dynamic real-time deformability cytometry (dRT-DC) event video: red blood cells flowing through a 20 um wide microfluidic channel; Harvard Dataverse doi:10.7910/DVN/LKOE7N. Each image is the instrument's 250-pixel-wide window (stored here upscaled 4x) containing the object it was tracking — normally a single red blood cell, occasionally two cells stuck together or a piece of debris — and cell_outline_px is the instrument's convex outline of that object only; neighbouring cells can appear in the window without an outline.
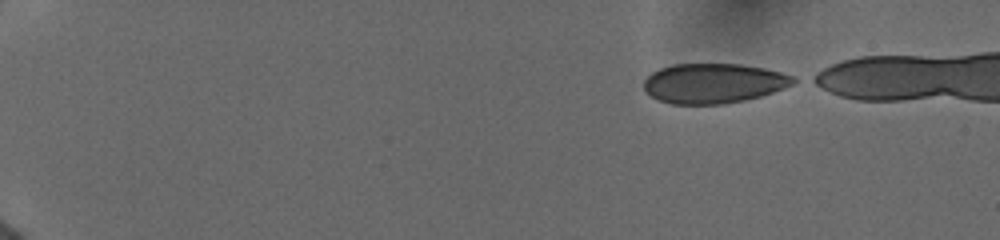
{"species": "human", "species_latin": "Homo sapiens", "temperature_condition": "cold", "stored_images_in_passage": 48, "camera_frame_rate_fps": 3000, "um_per_image_px": 0.085, "donor": {"sex": "female"}, "frame": {"image": 1, "passage_image": 1, "time_ms": 0.0, "image_size_px": [1000, 240], "cell_outline_px": [[800, 80], [784, 88], [760, 96], [744, 100], [720, 104], [672, 104], [660, 100], [644, 92], [644, 80], [652, 72], [660, 68], [672, 64], [740, 64], [764, 68], [796, 76]], "centroid_in_image_um": [60.66, 7.07], "position_along_channel_um": 24.3, "area_um2": 34.74}}
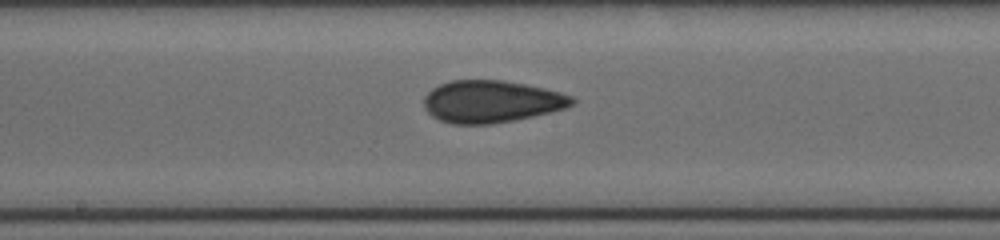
{"frame": {"image": 2, "passage_image": 30, "time_ms": 8.0, "image_size_px": [1000, 240], "cell_outline_px": [[576, 100], [572, 104], [564, 108], [532, 116], [492, 124], [452, 124], [440, 120], [432, 116], [424, 108], [424, 96], [432, 88], [440, 84], [452, 80], [504, 80], [544, 88], [560, 92], [572, 96]], "centroid_in_image_um": [41.73, 8.62], "position_along_channel_um": 206.5, "area_um2": 36.24}}
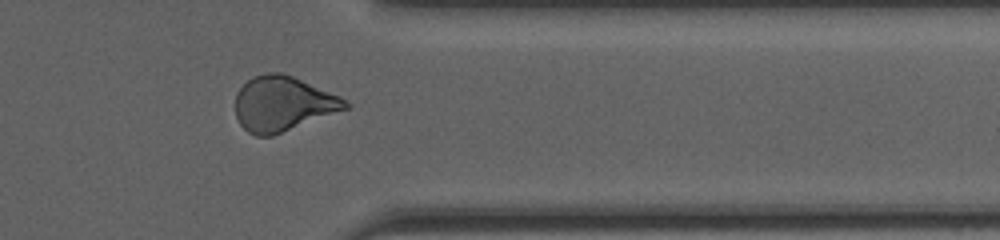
{"frame": {"image": 3, "passage_image": 44, "time_ms": 12.667, "image_size_px": [1000, 240], "cell_outline_px": [[352, 104], [348, 108], [272, 136], [256, 136], [248, 132], [240, 124], [236, 116], [236, 92], [252, 76], [268, 72], [280, 72], [292, 76], [340, 96]], "centroid_in_image_um": [24.03, 8.82], "position_along_channel_um": 387.4, "area_um2": 34.97}}